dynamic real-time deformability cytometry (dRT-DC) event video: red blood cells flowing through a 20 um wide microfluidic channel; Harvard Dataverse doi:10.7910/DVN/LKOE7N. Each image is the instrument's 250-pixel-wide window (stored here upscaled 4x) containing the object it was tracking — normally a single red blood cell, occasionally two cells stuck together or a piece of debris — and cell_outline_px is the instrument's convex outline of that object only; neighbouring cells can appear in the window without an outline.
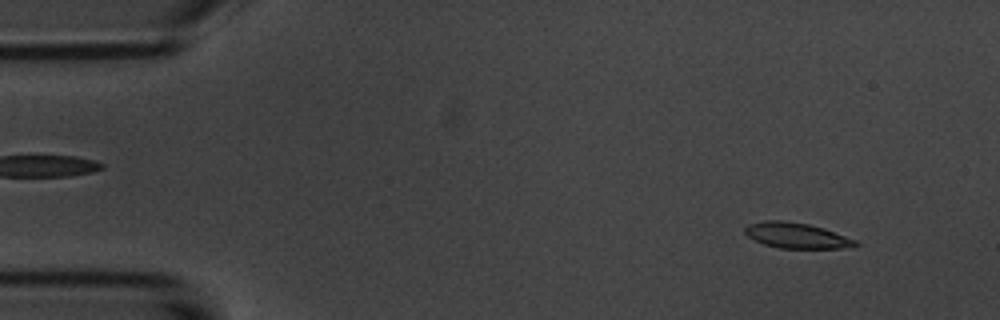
{"species": "common noctule bat (a hibernating species)", "species_latin": "Nyctalus noctula", "temperature_condition": "room temperature", "stored_images_in_passage": 55, "camera_frame_rate_fps": 3000, "um_per_image_px": 0.085, "animal": {"sex": "male", "body_mass_g": 20.1, "forearm_length_mm": 53.5}, "frame": {"image": 1, "passage_image": 6, "time_ms": 1.667, "image_size_px": [1000, 320], "cell_outline_px": [[860, 244], [840, 248], [780, 248], [764, 244], [748, 236], [744, 232], [744, 228], [748, 224], [764, 220], [780, 220], [808, 224], [824, 228], [856, 240]], "centroid_in_image_um": [67.67, 20.01], "position_along_channel_um": 17.3, "area_um2": 16.24}}
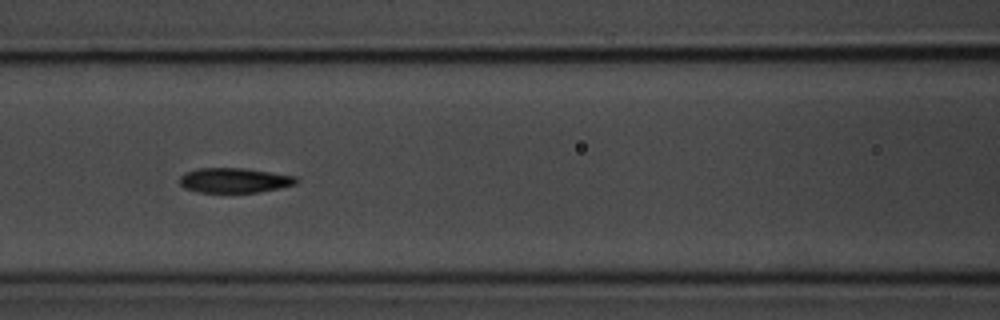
{"frame": {"image": 2, "passage_image": 24, "time_ms": 7.667, "image_size_px": [1000, 320], "cell_outline_px": [[300, 180], [296, 184], [280, 188], [260, 192], [196, 192], [184, 188], [180, 184], [180, 176], [184, 172], [200, 168], [244, 168], [296, 176]], "centroid_in_image_um": [19.93, 15.33], "position_along_channel_um": 146.7, "area_um2": 16.99}}
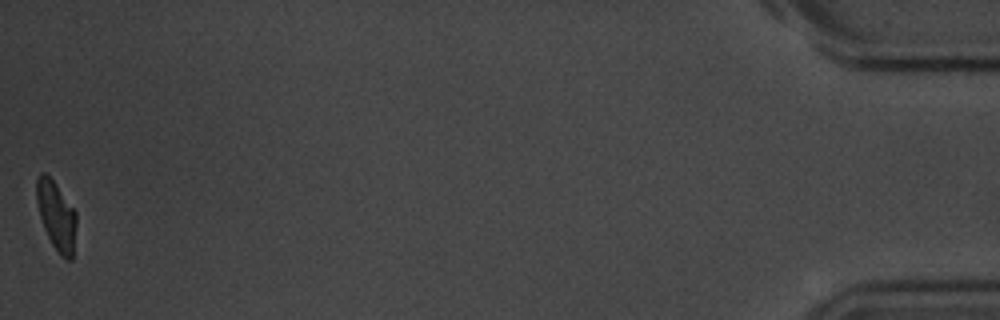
{"frame": {"image": 3, "passage_image": 55, "time_ms": 18.0, "image_size_px": [1000, 320], "cell_outline_px": [[76, 224], [72, 260], [68, 260], [60, 256], [52, 244], [44, 228], [40, 216], [36, 200], [36, 180], [40, 172], [44, 172], [56, 184], [76, 212]], "centroid_in_image_um": [4.78, 18.34], "position_along_channel_um": 430.4, "area_um2": 15.84}, "authors_computed_cell_mechanics": {"area_um2": 16.9932, "velocity_mm_per_s": 3.6848, "shape_relaxation_time_tau1_ms": 3.7413, "shape_relaxation_time_tau2_ms": 2.4742, "deformation_change_tau1": 0.1492, "deformation_change_tau2": 0.0873}}